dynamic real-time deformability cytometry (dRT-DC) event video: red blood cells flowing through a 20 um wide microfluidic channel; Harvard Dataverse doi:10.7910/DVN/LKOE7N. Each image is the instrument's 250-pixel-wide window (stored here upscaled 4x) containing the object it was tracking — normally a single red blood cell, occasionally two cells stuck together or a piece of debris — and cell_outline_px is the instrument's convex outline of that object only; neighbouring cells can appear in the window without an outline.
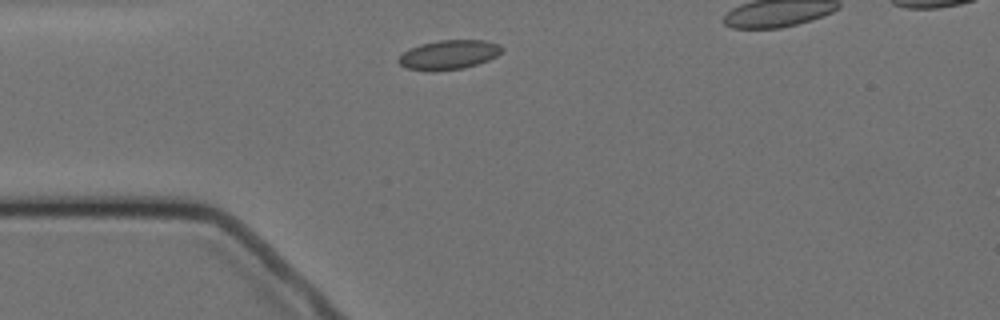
{"species": "Egyptian fruit bat (a non-hibernating species)", "species_latin": "Rousettus aegyptiacus", "temperature_condition": "cold", "stored_images_in_passage": 2, "segment_of_instrument_passage": [1, 2], "camera_frame_rate_fps": 3000, "um_per_image_px": 0.085, "animal": {"sex": "female"}, "frame": {"image": 1, "passage_image": 1, "time_ms": 0.0, "image_size_px": [1000, 320], "cell_outline_px": [[504, 48], [496, 56], [488, 60], [464, 68], [432, 72], [408, 68], [400, 64], [396, 60], [408, 48], [420, 44], [440, 40], [484, 40], [500, 44]], "centroid_in_image_um": [38.14, 4.65], "position_along_channel_um": 46.9, "area_um2": 17.74}}